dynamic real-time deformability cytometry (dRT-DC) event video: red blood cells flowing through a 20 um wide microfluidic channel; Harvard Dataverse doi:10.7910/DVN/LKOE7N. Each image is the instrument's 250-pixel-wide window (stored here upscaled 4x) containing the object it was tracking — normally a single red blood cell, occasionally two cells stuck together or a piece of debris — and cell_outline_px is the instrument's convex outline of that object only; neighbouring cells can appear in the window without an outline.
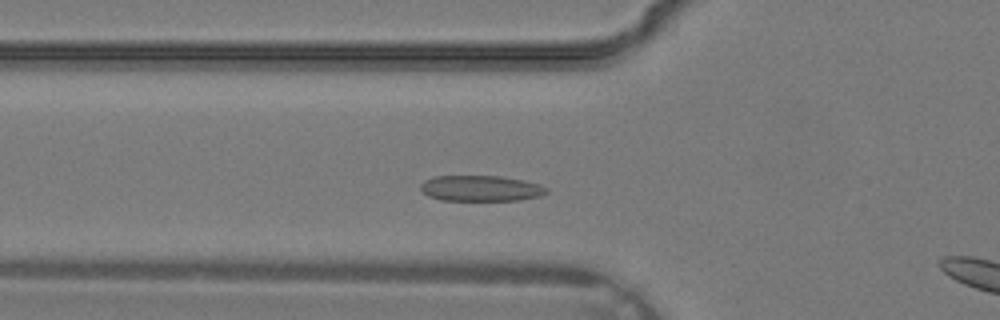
{"species": "common noctule bat (a hibernating species)", "species_latin": "Nyctalus noctula", "temperature_condition": "warm", "stored_images_in_passage": 22, "camera_frame_rate_fps": 3000, "um_per_image_px": 0.085, "animal": {"sex": "male", "body_mass_g": 19.2, "forearm_length_mm": 51.8}, "frame": {"image": 1, "passage_image": 2, "time_ms": 0.333, "image_size_px": [1000, 320], "cell_outline_px": [[548, 192], [540, 196], [520, 200], [440, 200], [428, 196], [420, 188], [420, 184], [424, 180], [432, 176], [500, 176], [524, 180], [540, 184], [548, 188]], "centroid_in_image_um": [40.87, 16.0], "position_along_channel_um": 84.9, "area_um2": 19.02}}
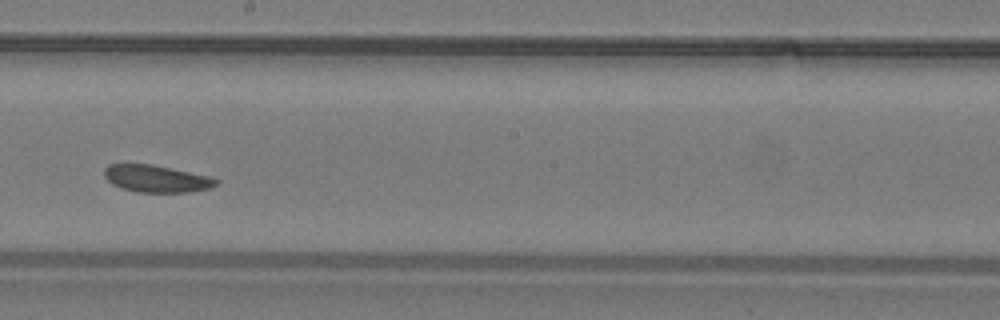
{"frame": {"image": 2, "passage_image": 10, "time_ms": 3.0, "image_size_px": [1000, 320], "cell_outline_px": [[220, 180], [216, 184], [208, 188], [188, 192], [136, 192], [112, 184], [104, 176], [104, 168], [108, 164], [152, 164], [208, 176]], "centroid_in_image_um": [13.26, 15.18], "position_along_channel_um": 234.9, "area_um2": 17.46}}
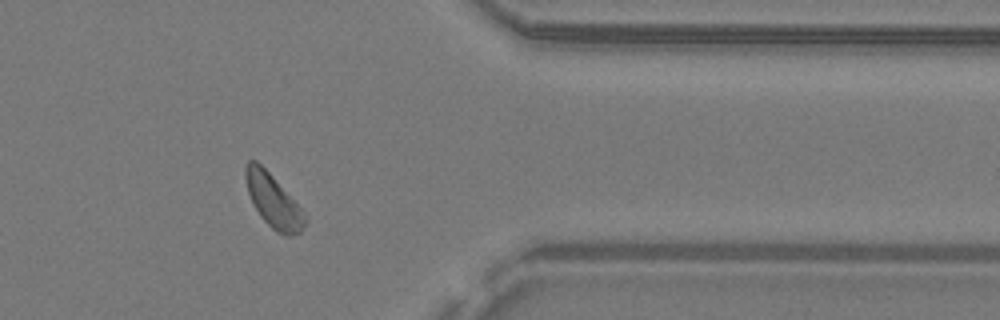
{"frame": {"image": 3, "passage_image": 19, "time_ms": 6.0, "image_size_px": [1000, 320], "cell_outline_px": [[308, 220], [300, 232], [292, 236], [284, 236], [276, 232], [260, 216], [248, 192], [244, 176], [244, 168], [248, 160], [256, 160], [272, 176], [304, 212]], "centroid_in_image_um": [23.22, 17.09], "position_along_channel_um": 388.2, "area_um2": 18.15}}